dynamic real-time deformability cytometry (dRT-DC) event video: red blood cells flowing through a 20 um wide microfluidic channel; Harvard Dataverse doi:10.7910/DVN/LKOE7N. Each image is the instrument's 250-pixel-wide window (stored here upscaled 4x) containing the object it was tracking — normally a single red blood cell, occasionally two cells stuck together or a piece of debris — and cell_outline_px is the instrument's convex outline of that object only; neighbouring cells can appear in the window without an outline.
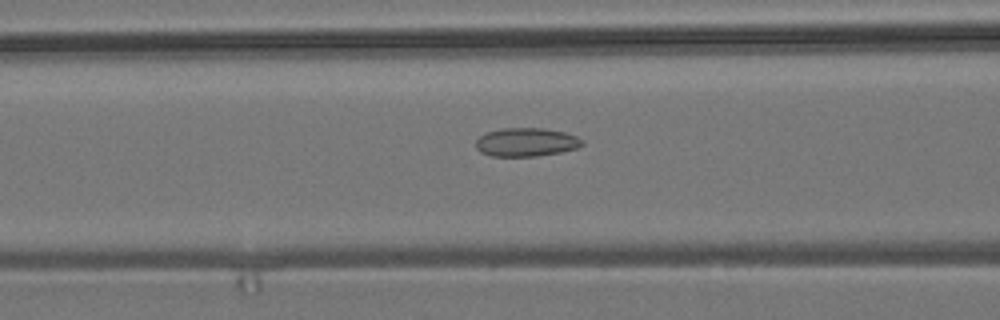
{"species": "common noctule bat (a hibernating species)", "species_latin": "Nyctalus noctula", "temperature_condition": "room temperature", "stored_images_in_passage": 39, "camera_frame_rate_fps": 3000, "um_per_image_px": 0.085, "animal": {"sex": "male", "body_mass_g": 19.2, "forearm_length_mm": 51.8}, "frame": {"image": 1, "passage_image": 14, "time_ms": 4.333, "image_size_px": [1000, 320], "cell_outline_px": [[584, 144], [576, 148], [560, 152], [536, 156], [492, 156], [480, 152], [476, 148], [476, 140], [484, 132], [504, 128], [544, 128], [564, 132], [576, 136], [584, 140]], "centroid_in_image_um": [44.71, 12.08], "position_along_channel_um": 121.9, "area_um2": 17.74}}
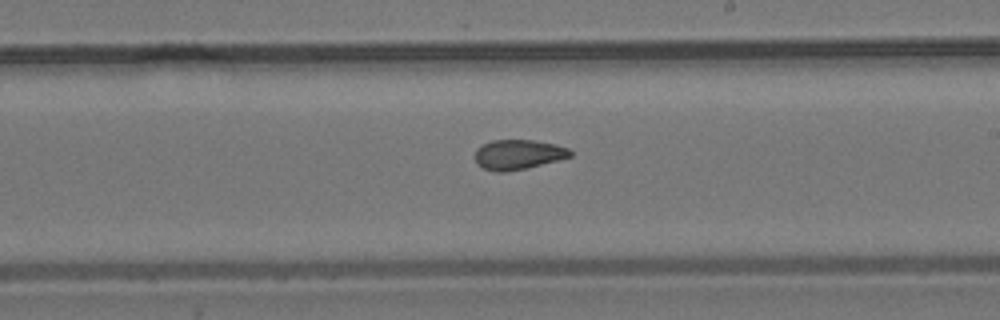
{"frame": {"image": 2, "passage_image": 24, "time_ms": 7.667, "image_size_px": [1000, 320], "cell_outline_px": [[572, 156], [524, 168], [504, 172], [496, 172], [484, 168], [476, 164], [476, 148], [492, 140], [532, 140], [556, 144], [568, 148], [572, 152]], "centroid_in_image_um": [44.03, 13.12], "position_along_channel_um": 245.0, "area_um2": 16.3}}
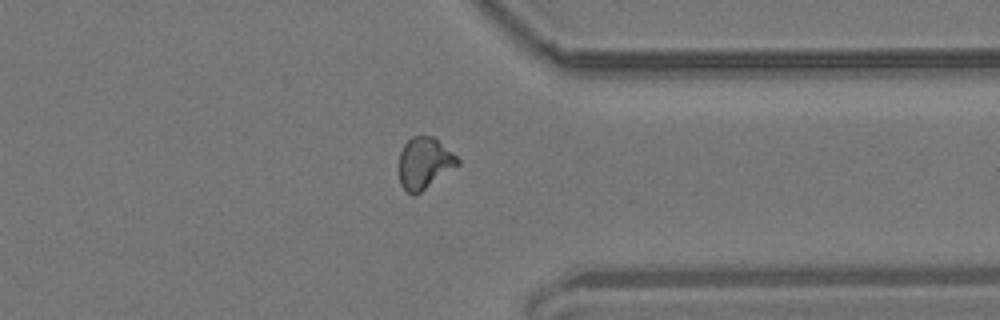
{"frame": {"image": 3, "passage_image": 35, "time_ms": 11.333, "image_size_px": [1000, 320], "cell_outline_px": [[460, 164], [420, 192], [412, 196], [400, 184], [400, 152], [404, 144], [412, 136], [432, 136], [456, 156], [460, 160]], "centroid_in_image_um": [36.07, 13.87], "position_along_channel_um": 375.3, "area_um2": 17.22}, "authors_computed_cell_mechanics": {"area_um2": 17.34, "velocity_mm_per_s": 3.6937, "shape_relaxation_time_tau1_ms": null, "shape_relaxation_time_tau2_ms": 2.5039, "deformation_change_tau1": null, "deformation_change_tau2": 0.0694}}